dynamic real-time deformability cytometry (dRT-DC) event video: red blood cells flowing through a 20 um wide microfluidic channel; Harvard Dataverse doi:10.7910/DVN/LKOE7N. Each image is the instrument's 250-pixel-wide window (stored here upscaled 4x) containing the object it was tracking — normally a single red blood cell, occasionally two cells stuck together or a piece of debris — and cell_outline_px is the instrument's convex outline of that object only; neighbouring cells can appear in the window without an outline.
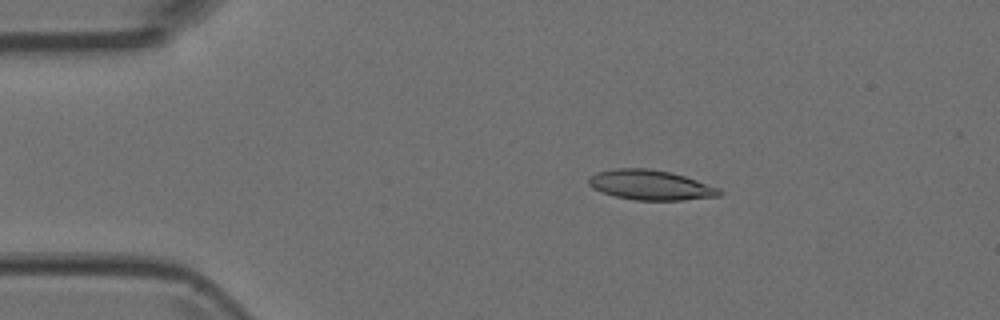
{"species": "Egyptian fruit bat (a non-hibernating species)", "species_latin": "Rousettus aegyptiacus", "temperature_condition": "room temperature", "stored_images_in_passage": 5, "camera_frame_rate_fps": 3000, "um_per_image_px": 0.085, "animal": {"sex": "female"}, "frame": {"image": 1, "passage_image": 3, "time_ms": 0.667, "image_size_px": [1000, 320], "cell_outline_px": [[724, 192], [720, 196], [684, 200], [632, 200], [616, 196], [592, 188], [588, 184], [588, 176], [596, 172], [612, 168], [648, 168], [668, 172], [684, 176], [720, 188]], "centroid_in_image_um": [55.28, 15.72], "position_along_channel_um": 29.7, "area_um2": 22.89}}